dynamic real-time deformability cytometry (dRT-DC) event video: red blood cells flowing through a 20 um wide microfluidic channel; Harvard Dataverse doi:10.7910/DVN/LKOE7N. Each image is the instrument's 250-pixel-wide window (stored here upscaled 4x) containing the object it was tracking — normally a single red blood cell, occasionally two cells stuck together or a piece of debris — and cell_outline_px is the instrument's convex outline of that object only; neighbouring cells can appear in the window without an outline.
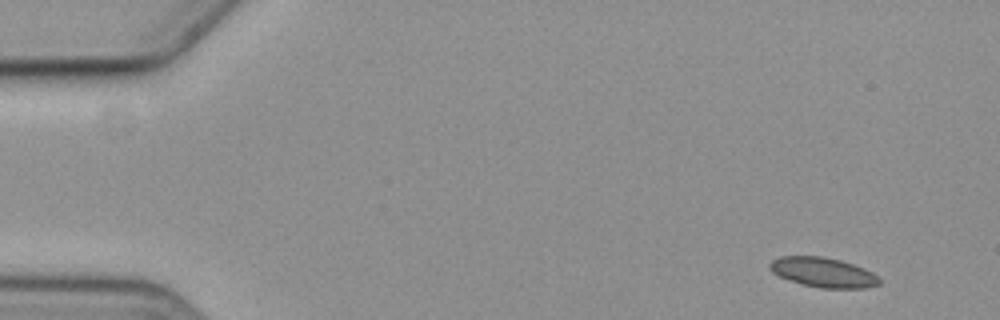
{"species": "common noctule bat (a hibernating species)", "species_latin": "Nyctalus noctula", "temperature_condition": "cold", "stored_images_in_passage": 8, "camera_frame_rate_fps": 3000, "um_per_image_px": 0.085, "animal": {"sex": "female", "body_mass_g": 19.3, "forearm_length_mm": 54.1}, "frame": {"image": 1, "passage_image": 1, "time_ms": 0.0, "image_size_px": [1000, 320], "cell_outline_px": [[880, 284], [864, 288], [820, 288], [800, 284], [788, 280], [772, 272], [768, 268], [768, 264], [772, 260], [780, 256], [824, 256], [840, 260], [864, 268], [880, 276]], "centroid_in_image_um": [69.95, 23.15], "position_along_channel_um": 15.0, "area_um2": 19.19}}
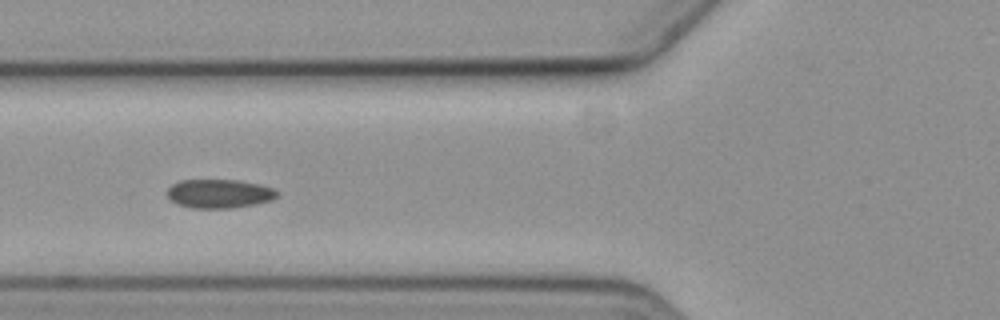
{"frame": {"image": 2, "passage_image": 6, "time_ms": 6.0, "image_size_px": [1000, 320], "cell_outline_px": [[280, 196], [272, 200], [256, 204], [232, 208], [192, 208], [176, 204], [164, 192], [172, 184], [180, 180], [240, 180], [260, 184], [276, 188], [280, 192]], "centroid_in_image_um": [18.68, 16.46], "position_along_channel_um": 107.1, "area_um2": 18.9}}
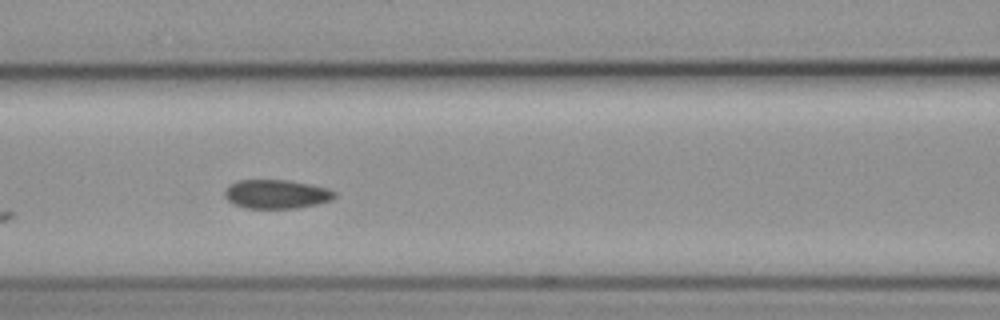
{"frame": {"image": 3, "passage_image": 7, "time_ms": 7.0, "image_size_px": [1000, 320], "cell_outline_px": [[336, 196], [332, 200], [316, 204], [296, 208], [244, 208], [232, 204], [224, 196], [224, 188], [228, 184], [236, 180], [288, 180], [328, 188], [336, 192]], "centroid_in_image_um": [23.44, 16.5], "position_along_channel_um": 143.2, "area_um2": 18.73}}